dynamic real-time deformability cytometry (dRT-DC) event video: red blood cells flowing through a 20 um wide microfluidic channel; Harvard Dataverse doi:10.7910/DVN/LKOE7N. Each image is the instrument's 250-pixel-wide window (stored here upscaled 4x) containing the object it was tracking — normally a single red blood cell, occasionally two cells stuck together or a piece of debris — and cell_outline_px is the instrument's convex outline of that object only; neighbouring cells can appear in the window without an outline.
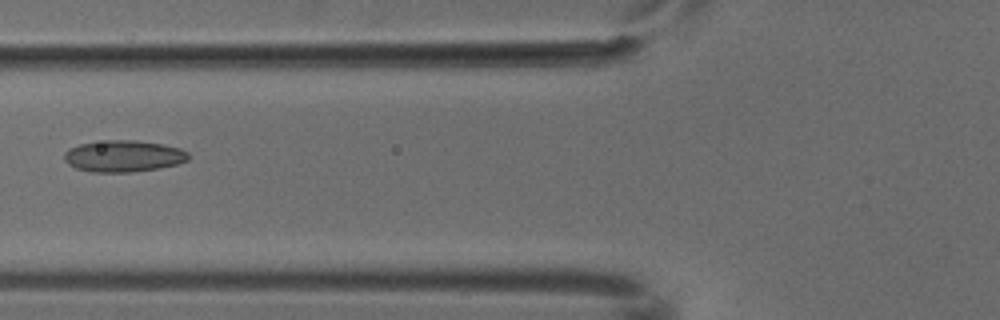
{"species": "common noctule bat (a hibernating species)", "species_latin": "Nyctalus noctula", "temperature_condition": "cold", "stored_images_in_passage": 6, "camera_frame_rate_fps": 3000, "um_per_image_px": 0.085, "animal": {"sex": "male", "body_mass_g": 18.8}, "frame": {"image": 1, "passage_image": 5, "time_ms": 1.333, "image_size_px": [1000, 320], "cell_outline_px": [[188, 160], [176, 164], [156, 168], [132, 172], [92, 172], [76, 168], [68, 164], [64, 160], [64, 152], [68, 148], [80, 144], [108, 140], [136, 140], [164, 144], [180, 148], [188, 152]], "centroid_in_image_um": [10.47, 13.26], "position_along_channel_um": 115.3, "area_um2": 22.83}}
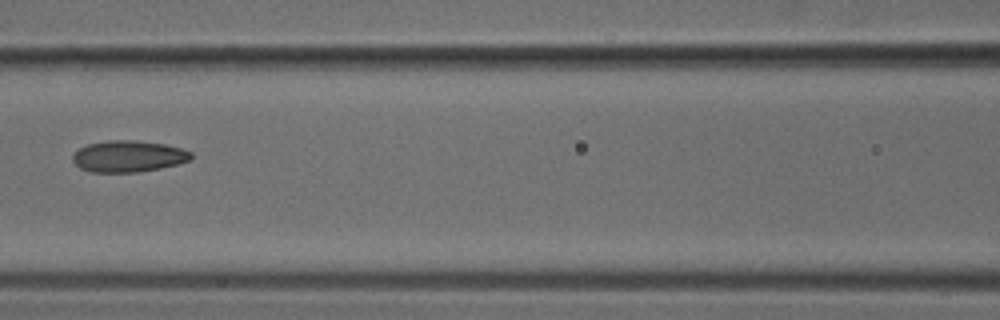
{"frame": {"image": 2, "passage_image": 6, "time_ms": 1.667, "image_size_px": [1000, 320], "cell_outline_px": [[192, 160], [180, 164], [160, 168], [136, 172], [92, 172], [80, 168], [72, 160], [72, 156], [80, 148], [88, 144], [108, 140], [132, 140], [164, 144], [180, 148], [192, 152]], "centroid_in_image_um": [10.94, 13.29], "position_along_channel_um": 155.7, "area_um2": 21.68}}